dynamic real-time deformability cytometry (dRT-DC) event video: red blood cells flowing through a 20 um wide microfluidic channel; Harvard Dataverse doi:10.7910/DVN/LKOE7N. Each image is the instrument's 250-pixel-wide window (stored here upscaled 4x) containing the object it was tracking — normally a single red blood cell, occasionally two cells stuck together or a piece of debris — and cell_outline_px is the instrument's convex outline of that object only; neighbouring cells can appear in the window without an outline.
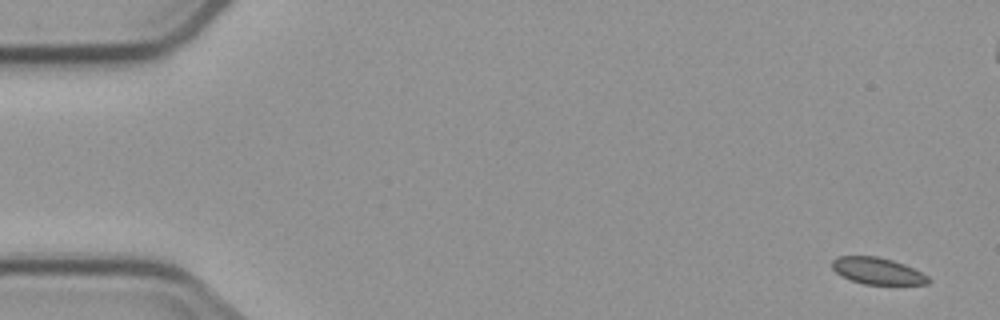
{"species": "common noctule bat (a hibernating species)", "species_latin": "Nyctalus noctula", "temperature_condition": "cold", "stored_images_in_passage": 5, "camera_frame_rate_fps": 3000, "um_per_image_px": 0.085, "animal": {"sex": "male", "body_mass_g": 23.1, "forearm_length_mm": 52.7}, "frame": {"image": 1, "passage_image": 1, "time_ms": 0.0, "image_size_px": [1000, 320], "cell_outline_px": [[932, 280], [928, 284], [864, 284], [840, 276], [832, 268], [832, 260], [840, 256], [876, 256], [892, 260], [904, 264], [928, 276]], "centroid_in_image_um": [74.58, 23.03], "position_along_channel_um": 10.4, "area_um2": 14.85}}